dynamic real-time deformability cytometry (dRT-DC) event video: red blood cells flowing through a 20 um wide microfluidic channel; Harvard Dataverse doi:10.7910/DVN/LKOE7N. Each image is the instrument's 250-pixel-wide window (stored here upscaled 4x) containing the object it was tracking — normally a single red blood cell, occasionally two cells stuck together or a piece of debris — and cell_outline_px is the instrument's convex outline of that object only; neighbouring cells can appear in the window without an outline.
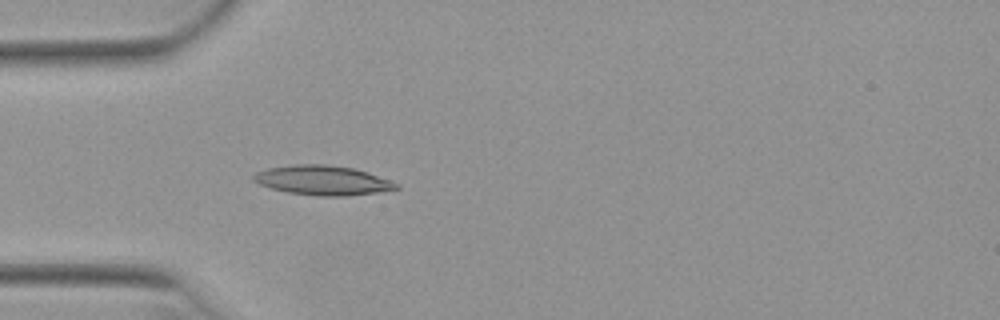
{"species": "Egyptian fruit bat (a non-hibernating species)", "species_latin": "Rousettus aegyptiacus", "temperature_condition": "warm", "stored_images_in_passage": 52, "camera_frame_rate_fps": 3000, "um_per_image_px": 0.085, "animal": {"sex": "female"}, "frame": {"image": 1, "passage_image": 16, "time_ms": 5.0, "image_size_px": [1000, 320], "cell_outline_px": [[400, 188], [376, 192], [348, 196], [320, 196], [288, 192], [272, 188], [260, 184], [252, 180], [252, 176], [256, 172], [268, 168], [296, 164], [324, 164], [352, 168], [368, 172], [400, 184]], "centroid_in_image_um": [27.43, 15.32], "position_along_channel_um": 57.6, "area_um2": 24.39}}
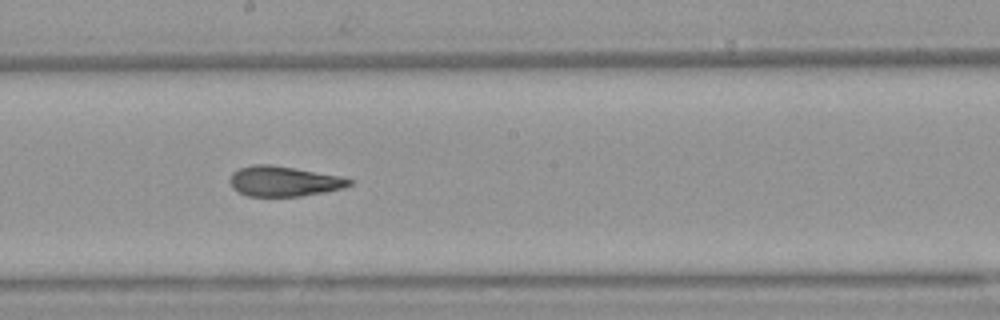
{"frame": {"image": 2, "passage_image": 29, "time_ms": 9.333, "image_size_px": [1000, 320], "cell_outline_px": [[352, 184], [344, 188], [324, 192], [300, 196], [248, 196], [232, 188], [228, 180], [232, 172], [240, 168], [252, 164], [272, 164], [296, 168], [340, 176], [352, 180]], "centroid_in_image_um": [24.1, 15.4], "position_along_channel_um": 224.1, "area_um2": 21.1}}
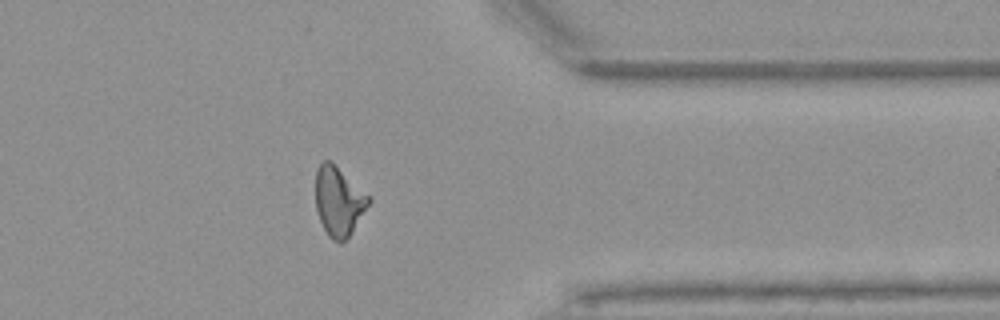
{"frame": {"image": 3, "passage_image": 42, "time_ms": 13.667, "image_size_px": [1000, 320], "cell_outline_px": [[372, 200], [348, 236], [340, 244], [332, 240], [328, 236], [320, 220], [316, 208], [316, 172], [320, 164], [324, 160], [332, 160], [372, 196]], "centroid_in_image_um": [28.81, 17.06], "position_along_channel_um": 382.6, "area_um2": 21.68}, "authors_computed_cell_mechanics": {"area_um2": 21.7906, "velocity_mm_per_s": 3.9431, "shape_relaxation_time_tau1_ms": null, "shape_relaxation_time_tau2_ms": 2.623, "deformation_change_tau1": null, "deformation_change_tau2": 0.1104}}